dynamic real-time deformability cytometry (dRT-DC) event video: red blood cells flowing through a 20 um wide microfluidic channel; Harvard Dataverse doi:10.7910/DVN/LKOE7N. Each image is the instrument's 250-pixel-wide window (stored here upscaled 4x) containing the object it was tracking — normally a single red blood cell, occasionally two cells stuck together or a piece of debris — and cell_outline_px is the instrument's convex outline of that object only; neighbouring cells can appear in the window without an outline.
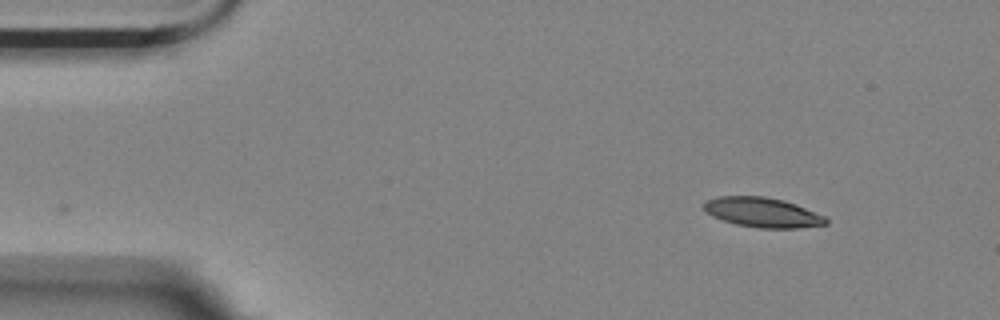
{"species": "Egyptian fruit bat (a non-hibernating species)", "species_latin": "Rousettus aegyptiacus", "temperature_condition": "room temperature", "stored_images_in_passage": 51, "camera_frame_rate_fps": 3000, "um_per_image_px": 0.085, "animal": {"sex": "female"}, "frame": {"image": 1, "passage_image": 1, "time_ms": 0.0, "image_size_px": [1000, 320], "cell_outline_px": [[828, 224], [796, 228], [760, 228], [736, 224], [712, 216], [704, 208], [704, 204], [708, 200], [716, 196], [764, 196], [784, 200], [796, 204], [824, 216], [828, 220]], "centroid_in_image_um": [64.83, 18.05], "position_along_channel_um": 20.2, "area_um2": 20.98}}
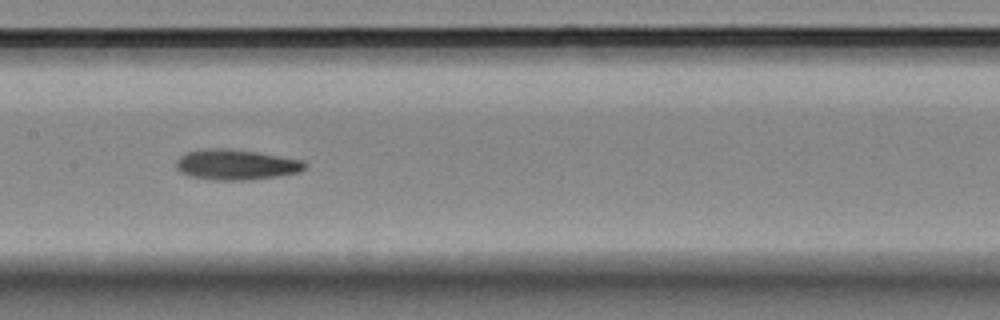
{"frame": {"image": 2, "passage_image": 22, "time_ms": 7.0, "image_size_px": [1000, 320], "cell_outline_px": [[308, 168], [300, 172], [276, 176], [248, 180], [212, 180], [192, 176], [180, 172], [176, 168], [176, 160], [180, 156], [188, 152], [204, 148], [232, 148], [304, 160], [308, 164]], "centroid_in_image_um": [20.09, 13.99], "position_along_channel_um": 187.3, "area_um2": 23.0}}
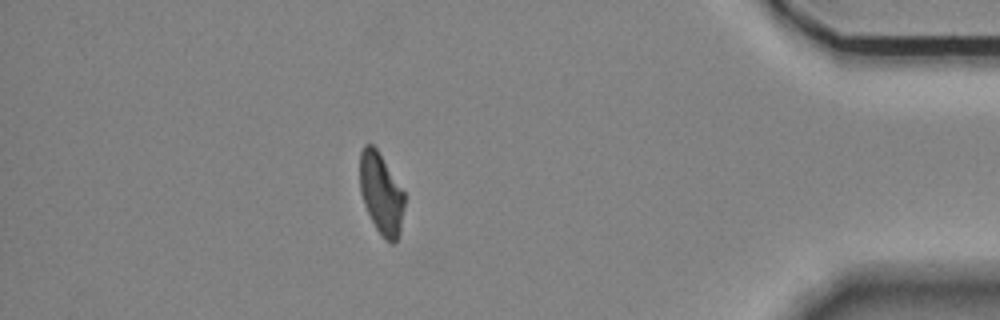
{"frame": {"image": 3, "passage_image": 44, "time_ms": 14.333, "image_size_px": [1000, 320], "cell_outline_px": [[404, 208], [400, 232], [396, 240], [392, 244], [376, 228], [364, 204], [360, 192], [360, 152], [364, 144], [372, 144], [376, 148], [404, 192]], "centroid_in_image_um": [32.39, 16.43], "position_along_channel_um": 402.8, "area_um2": 20.69}, "authors_computed_cell_mechanics": {"area_um2": 22.1374, "velocity_mm_per_s": 3.5231, "shape_relaxation_time_tau1_ms": 8.9893, "shape_relaxation_time_tau2_ms": 3.8413, "deformation_change_tau1": 0.1969, "deformation_change_tau2": 0.1055}}